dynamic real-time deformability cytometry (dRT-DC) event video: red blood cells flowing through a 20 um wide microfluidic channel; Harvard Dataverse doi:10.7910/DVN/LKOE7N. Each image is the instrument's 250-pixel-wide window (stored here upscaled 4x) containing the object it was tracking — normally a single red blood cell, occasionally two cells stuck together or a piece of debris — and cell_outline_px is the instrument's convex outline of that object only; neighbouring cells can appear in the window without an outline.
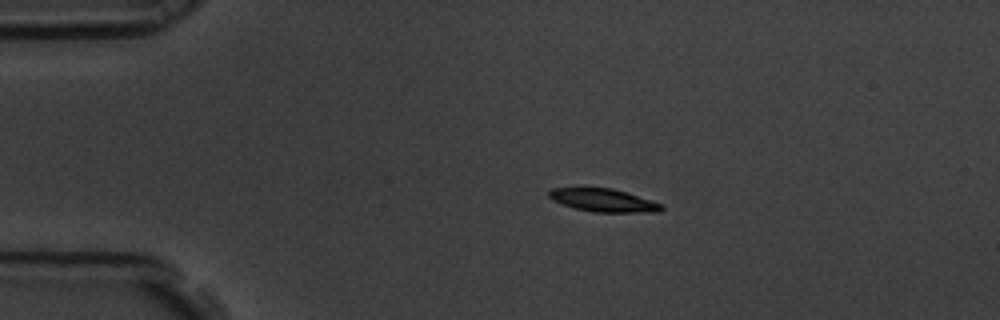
{"species": "common noctule bat (a hibernating species)", "species_latin": "Nyctalus noctula", "temperature_condition": "room temperature", "stored_images_in_passage": 7, "camera_frame_rate_fps": 3000, "um_per_image_px": 0.085, "animal": {"sex": "male", "body_mass_g": 19.5, "forearm_length_mm": 54.6}, "frame": {"image": 1, "passage_image": 3, "time_ms": 0.667, "image_size_px": [1000, 320], "cell_outline_px": [[664, 208], [660, 212], [592, 212], [576, 208], [552, 200], [548, 196], [548, 192], [552, 188], [612, 188], [652, 200], [664, 204]], "centroid_in_image_um": [51.34, 17.03], "position_along_channel_um": 33.7, "area_um2": 15.03}}
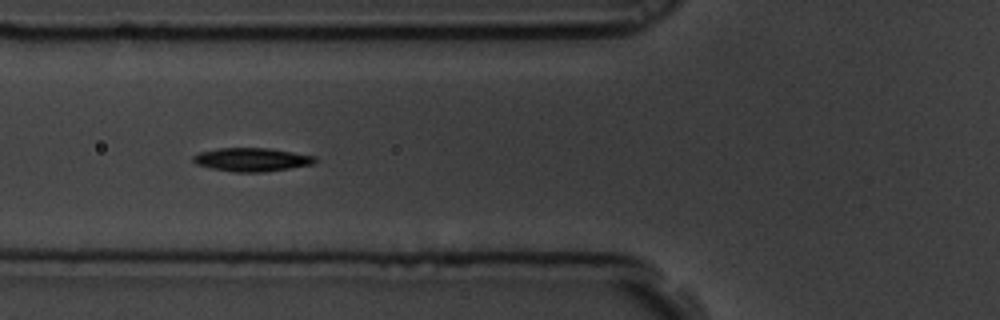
{"frame": {"image": 2, "passage_image": 6, "time_ms": 1.667, "image_size_px": [1000, 320], "cell_outline_px": [[316, 160], [312, 164], [264, 172], [232, 172], [212, 168], [196, 164], [192, 160], [192, 156], [200, 152], [220, 148], [268, 148], [316, 156]], "centroid_in_image_um": [21.37, 13.56], "position_along_channel_um": 104.4, "area_um2": 16.53}}
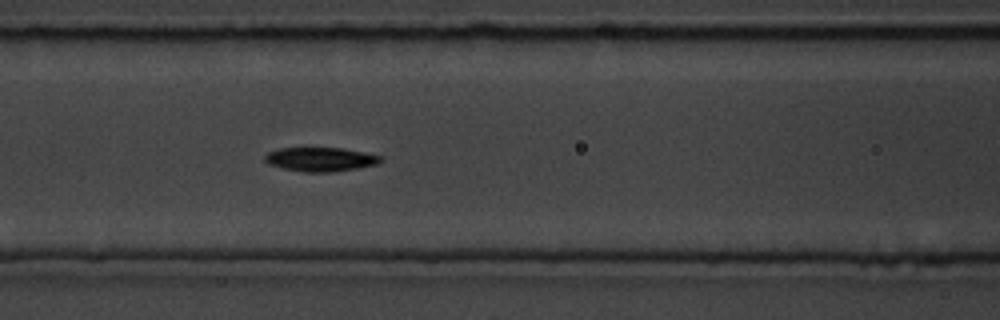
{"frame": {"image": 3, "passage_image": 7, "time_ms": 2.0, "image_size_px": [1000, 320], "cell_outline_px": [[384, 160], [376, 164], [356, 168], [332, 172], [304, 172], [284, 168], [268, 164], [264, 160], [264, 156], [268, 152], [280, 148], [344, 148], [384, 156]], "centroid_in_image_um": [27.26, 13.53], "position_along_channel_um": 139.3, "area_um2": 16.24}}